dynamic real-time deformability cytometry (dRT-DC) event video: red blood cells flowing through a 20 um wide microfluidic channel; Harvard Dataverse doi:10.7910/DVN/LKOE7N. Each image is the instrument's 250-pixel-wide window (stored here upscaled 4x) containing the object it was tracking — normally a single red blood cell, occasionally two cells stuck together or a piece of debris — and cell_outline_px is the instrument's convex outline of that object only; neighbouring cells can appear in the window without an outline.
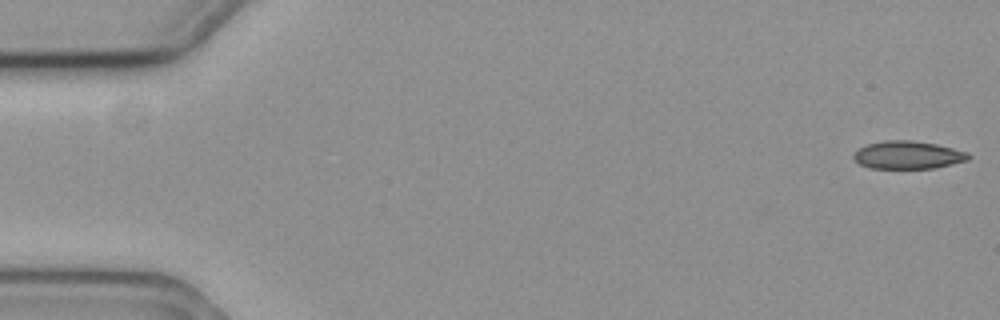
{"species": "common noctule bat (a hibernating species)", "species_latin": "Nyctalus noctula", "temperature_condition": "cold", "stored_images_in_passage": 33, "camera_frame_rate_fps": 3000, "um_per_image_px": 0.085, "animal": {"sex": "female", "body_mass_g": 19.3, "forearm_length_mm": 54.1}, "frame": {"image": 1, "passage_image": 1, "time_ms": 0.0, "image_size_px": [1000, 320], "cell_outline_px": [[972, 156], [968, 160], [952, 164], [932, 168], [872, 168], [860, 164], [852, 156], [852, 152], [868, 144], [884, 140], [912, 140], [936, 144], [968, 152]], "centroid_in_image_um": [77.18, 13.17], "position_along_channel_um": 7.8, "area_um2": 18.61}}